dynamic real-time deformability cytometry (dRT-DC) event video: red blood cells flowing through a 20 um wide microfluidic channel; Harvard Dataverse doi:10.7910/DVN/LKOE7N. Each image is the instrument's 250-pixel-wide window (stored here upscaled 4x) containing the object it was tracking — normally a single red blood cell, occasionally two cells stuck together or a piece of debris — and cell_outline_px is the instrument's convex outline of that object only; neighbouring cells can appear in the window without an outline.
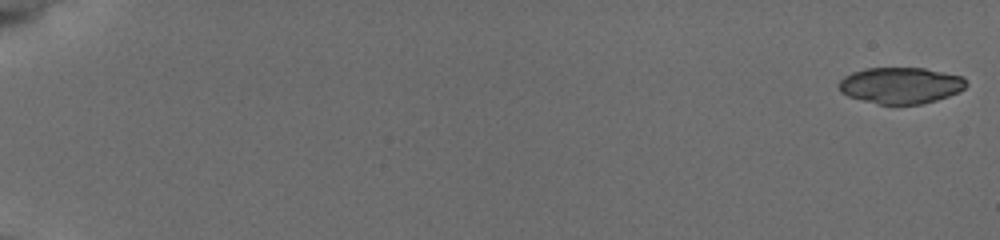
{"species": "common noctule bat (a hibernating species)", "species_latin": "Nyctalus noctula", "temperature_condition": "cold", "stored_images_in_passage": 56, "segment_of_instrument_passage": [1, 2], "camera_frame_rate_fps": 3000, "um_per_image_px": 0.085, "animal": {"sex": "female", "body_mass_g": 19.5, "forearm_length_mm": 54.1}, "frame": {"image": 1, "passage_image": 1, "time_ms": 0.0, "image_size_px": [1000, 240], "cell_outline_px": [[968, 84], [960, 92], [936, 100], [920, 104], [880, 104], [848, 96], [840, 92], [836, 84], [844, 76], [852, 72], [864, 68], [924, 68], [964, 76]], "centroid_in_image_um": [76.56, 7.25], "position_along_channel_um": 8.4, "area_um2": 27.11}}
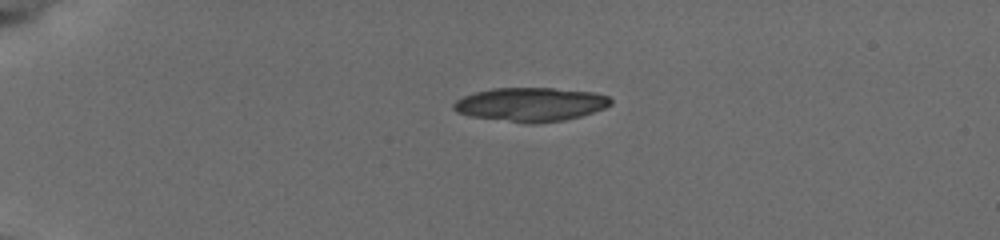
{"frame": {"image": 2, "passage_image": 15, "time_ms": 4.667, "image_size_px": [1000, 240], "cell_outline_px": [[612, 104], [604, 108], [580, 116], [564, 120], [532, 124], [528, 124], [468, 116], [456, 112], [452, 108], [452, 104], [456, 100], [464, 96], [476, 92], [492, 88], [552, 88], [592, 92], [608, 96], [612, 100]], "centroid_in_image_um": [45.07, 8.88], "position_along_channel_um": 39.9, "area_um2": 31.04}}